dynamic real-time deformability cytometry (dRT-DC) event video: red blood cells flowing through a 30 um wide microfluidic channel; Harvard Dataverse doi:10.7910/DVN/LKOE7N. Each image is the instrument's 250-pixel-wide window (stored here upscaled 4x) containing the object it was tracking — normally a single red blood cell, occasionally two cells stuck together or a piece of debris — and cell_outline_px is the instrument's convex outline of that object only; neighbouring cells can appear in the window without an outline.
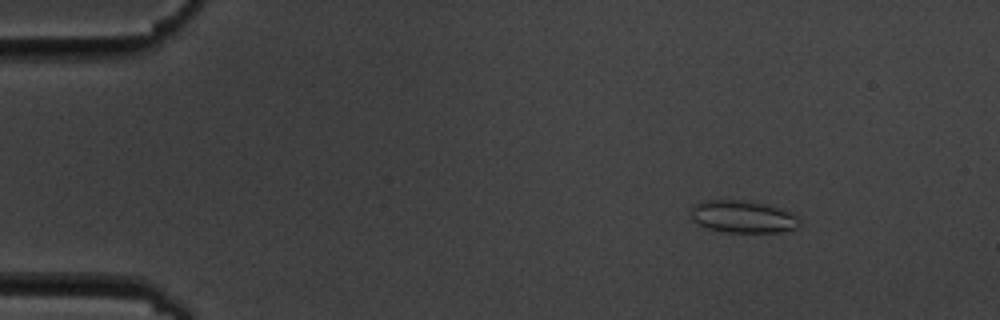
{"species": "common noctule bat (a hibernating species)", "species_latin": "Nyctalus noctula", "temperature_condition": "cold", "stored_images_in_passage": 5, "camera_frame_rate_fps": 3000, "um_per_image_px": 0.085, "animal": {"sex": "male", "body_mass_g": 19.5, "forearm_length_mm": 54.6}, "frame": {"image": 1, "passage_image": 1, "time_ms": 0.0, "image_size_px": [1000, 320], "cell_outline_px": [[800, 228], [780, 232], [728, 232], [708, 228], [692, 220], [692, 208], [700, 200], [752, 200], [784, 208], [792, 212], [800, 220]], "centroid_in_image_um": [63.23, 18.4], "position_along_channel_um": 21.8, "area_um2": 20.81}}
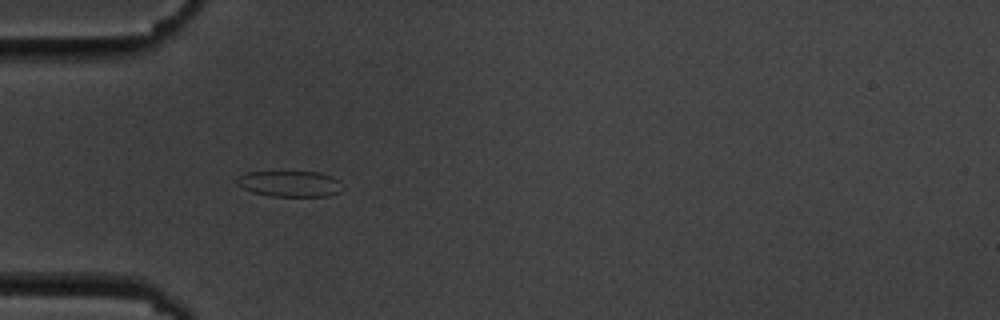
{"frame": {"image": 2, "passage_image": 4, "time_ms": 3.333, "image_size_px": [1000, 320], "cell_outline_px": [[344, 188], [340, 192], [328, 196], [272, 196], [252, 192], [236, 184], [236, 180], [240, 176], [248, 172], [320, 172], [332, 176]], "centroid_in_image_um": [24.66, 15.62], "position_along_channel_um": 60.3, "area_um2": 15.84}}
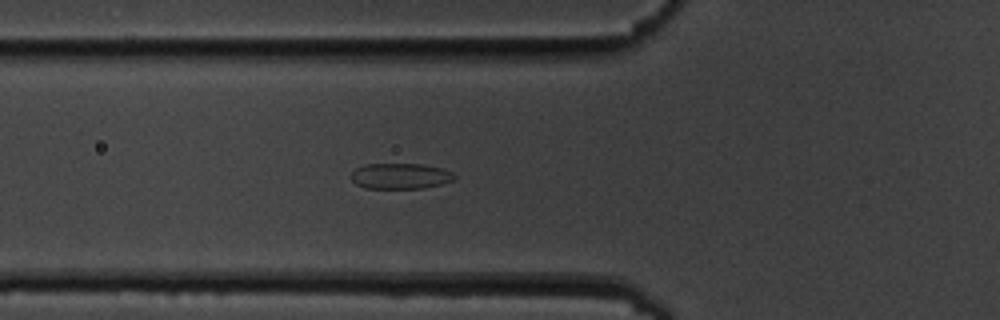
{"frame": {"image": 3, "passage_image": 5, "time_ms": 4.333, "image_size_px": [1000, 320], "cell_outline_px": [[456, 180], [424, 188], [364, 188], [356, 184], [352, 180], [352, 172], [356, 168], [364, 164], [424, 164], [444, 168], [452, 172], [456, 176]], "centroid_in_image_um": [34.07, 14.96], "position_along_channel_um": 91.7, "area_um2": 15.61}}